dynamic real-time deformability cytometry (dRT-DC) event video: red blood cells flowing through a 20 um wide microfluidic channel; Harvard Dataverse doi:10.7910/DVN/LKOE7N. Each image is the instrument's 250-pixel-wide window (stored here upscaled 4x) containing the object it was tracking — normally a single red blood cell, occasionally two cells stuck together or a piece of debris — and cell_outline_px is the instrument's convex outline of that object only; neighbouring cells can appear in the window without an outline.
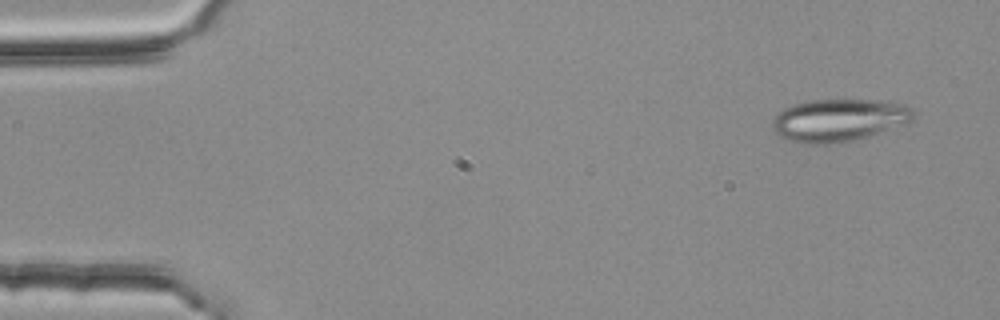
{"species": "common noctule bat (a hibernating species)", "species_latin": "Nyctalus noctula", "temperature_condition": "room temperature", "stored_images_in_passage": 4, "camera_frame_rate_fps": 3000, "um_per_image_px": 0.085, "animal": {"sex": "female", "body_mass_g": 25.1}, "frame": {"image": 1, "passage_image": 1, "time_ms": 0.0, "image_size_px": [1000, 320], "cell_outline_px": [[916, 116], [912, 120], [852, 140], [836, 144], [804, 144], [788, 140], [780, 136], [772, 128], [772, 120], [784, 108], [792, 104], [812, 100], [876, 100], [908, 104], [916, 112]], "centroid_in_image_um": [71.28, 10.2], "position_along_channel_um": 13.7, "area_um2": 34.68}}